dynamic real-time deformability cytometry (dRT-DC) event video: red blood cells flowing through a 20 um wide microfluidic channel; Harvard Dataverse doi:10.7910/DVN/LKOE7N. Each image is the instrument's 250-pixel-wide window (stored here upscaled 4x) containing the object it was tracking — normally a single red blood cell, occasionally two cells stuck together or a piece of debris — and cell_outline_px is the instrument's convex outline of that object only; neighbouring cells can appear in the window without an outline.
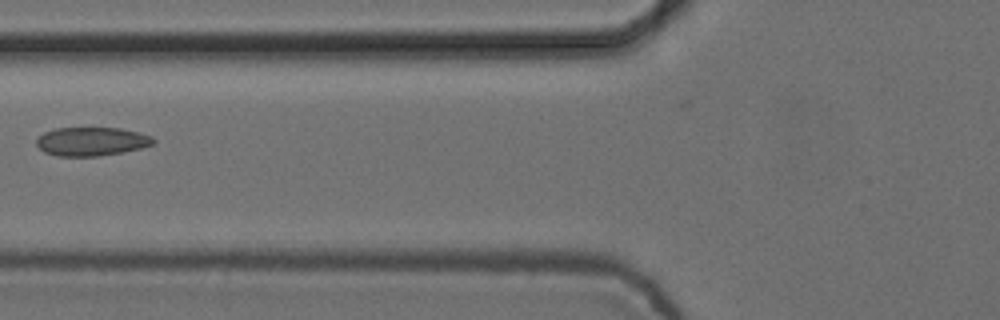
{"species": "common noctule bat (a hibernating species)", "species_latin": "Nyctalus noctula", "temperature_condition": "cold", "stored_images_in_passage": 7, "camera_frame_rate_fps": 3000, "um_per_image_px": 0.085, "animal": {"sex": "female", "body_mass_g": 24.6, "forearm_length_mm": 56.2}, "frame": {"image": 1, "passage_image": 7, "time_ms": 2.0, "image_size_px": [1000, 320], "cell_outline_px": [[156, 140], [152, 144], [140, 148], [124, 152], [96, 156], [56, 156], [44, 152], [36, 144], [36, 140], [44, 132], [56, 128], [120, 128], [152, 136]], "centroid_in_image_um": [7.77, 12.03], "position_along_channel_um": 118.0, "area_um2": 19.42}}